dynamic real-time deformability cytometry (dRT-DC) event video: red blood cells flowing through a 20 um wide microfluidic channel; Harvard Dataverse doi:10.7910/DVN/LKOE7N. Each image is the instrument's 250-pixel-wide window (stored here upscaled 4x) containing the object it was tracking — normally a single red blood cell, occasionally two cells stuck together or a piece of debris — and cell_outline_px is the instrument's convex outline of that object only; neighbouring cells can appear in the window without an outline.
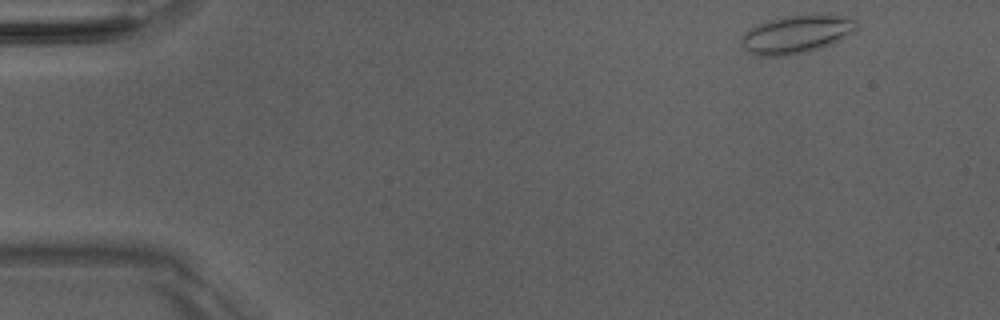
{"species": "Egyptian fruit bat (a non-hibernating species)", "species_latin": "Rousettus aegyptiacus", "temperature_condition": "room temperature", "stored_images_in_passage": 47, "camera_frame_rate_fps": 3000, "um_per_image_px": 0.085, "animal": {"sex": "male"}, "frame": {"image": 1, "passage_image": 1, "time_ms": 0.0, "image_size_px": [1000, 320], "cell_outline_px": [[860, 28], [856, 32], [832, 44], [808, 52], [784, 56], [764, 56], [748, 52], [740, 44], [740, 36], [752, 28], [760, 24], [772, 20], [788, 16], [812, 12], [828, 12], [852, 16], [856, 20]], "centroid_in_image_um": [67.85, 2.87], "position_along_channel_um": 17.2, "area_um2": 26.53}}
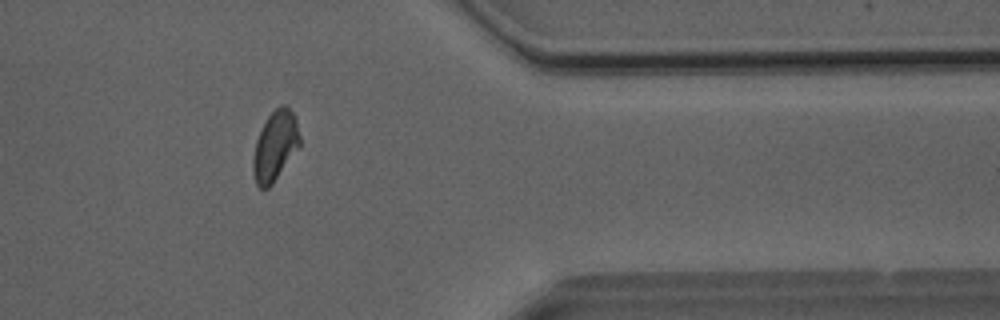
{"frame": {"image": 2, "passage_image": 38, "time_ms": 12.333, "image_size_px": [1000, 320], "cell_outline_px": [[300, 148], [272, 184], [268, 188], [260, 188], [256, 184], [252, 168], [252, 160], [256, 140], [268, 116], [280, 104], [284, 104], [296, 116], [300, 136]], "centroid_in_image_um": [23.41, 12.41], "position_along_channel_um": 388.0, "area_um2": 19.13}}
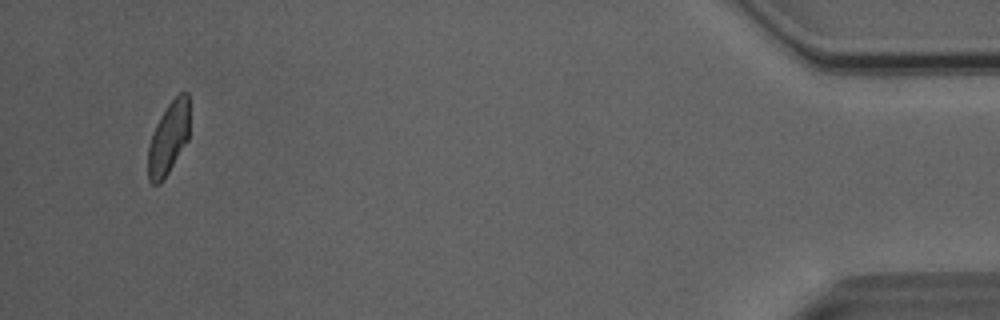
{"frame": {"image": 3, "passage_image": 45, "time_ms": 14.667, "image_size_px": [1000, 320], "cell_outline_px": [[188, 140], [168, 172], [160, 184], [152, 184], [148, 180], [148, 148], [152, 132], [160, 116], [168, 104], [180, 92], [188, 92]], "centroid_in_image_um": [14.3, 11.75], "position_along_channel_um": 420.9, "area_um2": 17.34}, "authors_computed_cell_mechanics": {"area_um2": 19.2474, "velocity_mm_per_s": 4.0348, "shape_relaxation_time_tau1_ms": 5.9115, "shape_relaxation_time_tau2_ms": 1.2397, "deformation_change_tau1": 0.1336, "deformation_change_tau2": 0.0758}}